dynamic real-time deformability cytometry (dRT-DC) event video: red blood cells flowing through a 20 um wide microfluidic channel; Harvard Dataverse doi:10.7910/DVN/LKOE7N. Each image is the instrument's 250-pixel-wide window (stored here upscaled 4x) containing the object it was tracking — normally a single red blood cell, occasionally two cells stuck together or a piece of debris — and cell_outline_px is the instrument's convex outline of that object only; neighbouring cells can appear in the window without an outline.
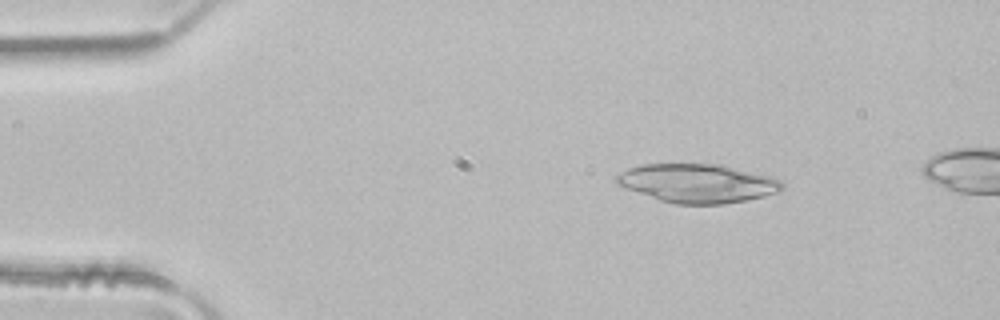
{"species": "common noctule bat (a hibernating species)", "species_latin": "Nyctalus noctula", "temperature_condition": "room temperature", "stored_images_in_passage": 3, "camera_frame_rate_fps": 3000, "um_per_image_px": 0.085, "animal": {"sex": "male", "body_mass_g": 21.5, "forearm_length_mm": 52.0}, "frame": {"image": 1, "passage_image": 1, "time_ms": 0.0, "image_size_px": [1000, 320], "cell_outline_px": [[784, 188], [776, 192], [764, 196], [748, 200], [724, 204], [676, 204], [660, 200], [616, 184], [616, 176], [628, 168], [640, 164], [720, 164], [768, 176], [780, 180], [784, 184]], "centroid_in_image_um": [59.29, 15.58], "position_along_channel_um": 25.7, "area_um2": 37.11}}